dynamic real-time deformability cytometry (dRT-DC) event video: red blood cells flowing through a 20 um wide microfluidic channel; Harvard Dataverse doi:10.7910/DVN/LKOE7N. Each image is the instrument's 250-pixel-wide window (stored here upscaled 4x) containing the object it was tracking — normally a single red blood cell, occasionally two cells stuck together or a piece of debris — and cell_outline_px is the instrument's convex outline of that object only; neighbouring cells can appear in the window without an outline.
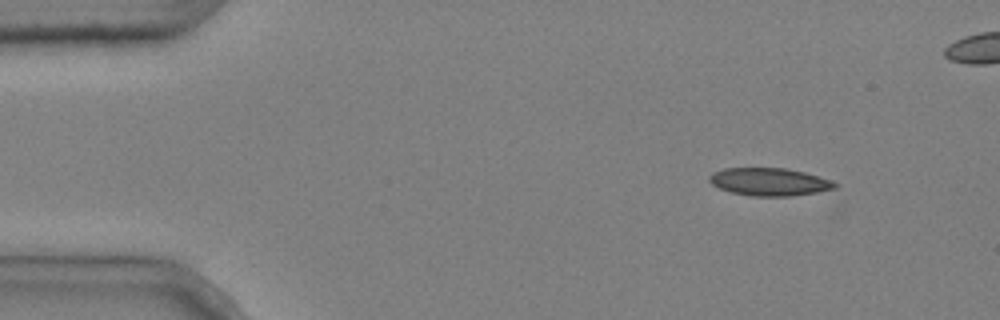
{"species": "common noctule bat (a hibernating species)", "species_latin": "Nyctalus noctula", "temperature_condition": "cold", "stored_images_in_passage": 2, "camera_frame_rate_fps": 3000, "um_per_image_px": 0.085, "animal": {"sex": "male", "body_mass_g": 20.4}, "frame": {"image": 1, "passage_image": 2, "time_ms": 0.333, "image_size_px": [1000, 320], "cell_outline_px": [[840, 184], [836, 188], [816, 192], [792, 196], [752, 196], [732, 192], [720, 188], [712, 184], [708, 180], [708, 176], [712, 172], [724, 168], [784, 168], [804, 172]], "centroid_in_image_um": [65.36, 15.45], "position_along_channel_um": 19.6, "area_um2": 20.17}}